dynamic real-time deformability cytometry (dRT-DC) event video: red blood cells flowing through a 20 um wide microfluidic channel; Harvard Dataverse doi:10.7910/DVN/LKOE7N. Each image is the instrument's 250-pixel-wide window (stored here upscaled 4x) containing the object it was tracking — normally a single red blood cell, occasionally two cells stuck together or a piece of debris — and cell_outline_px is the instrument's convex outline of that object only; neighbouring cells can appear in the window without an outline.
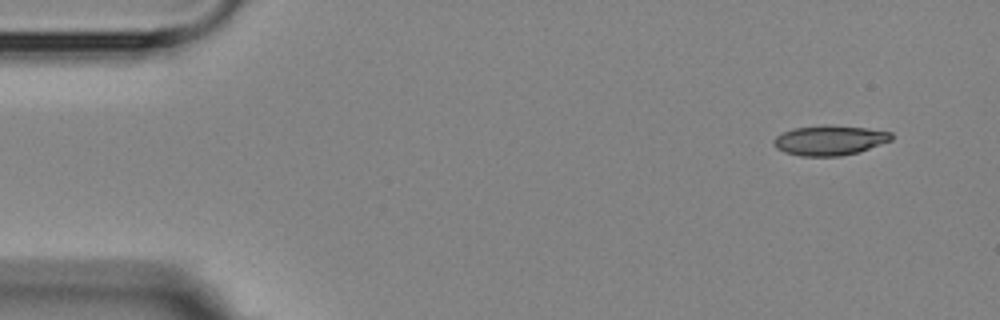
{"species": "Egyptian fruit bat (a non-hibernating species)", "species_latin": "Rousettus aegyptiacus", "temperature_condition": "room temperature", "stored_images_in_passage": 5, "camera_frame_rate_fps": 3000, "um_per_image_px": 0.085, "animal": {"sex": "female"}, "frame": {"image": 1, "passage_image": 1, "time_ms": 0.0, "image_size_px": [1000, 320], "cell_outline_px": [[892, 140], [860, 152], [840, 156], [800, 156], [784, 152], [776, 148], [772, 144], [772, 140], [776, 136], [784, 132], [796, 128], [868, 128], [892, 132]], "centroid_in_image_um": [70.52, 11.99], "position_along_channel_um": 14.5, "area_um2": 19.65}}
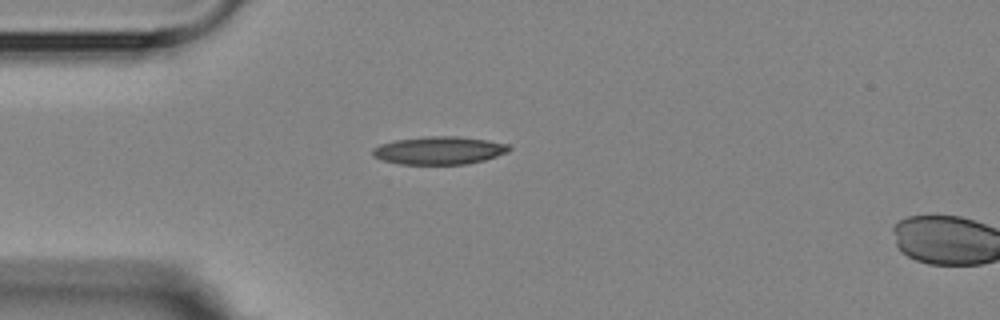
{"frame": {"image": 2, "passage_image": 4, "time_ms": 3.333, "image_size_px": [1000, 320], "cell_outline_px": [[512, 148], [508, 152], [484, 160], [468, 164], [400, 164], [384, 160], [372, 156], [372, 148], [380, 144], [396, 140], [428, 136], [456, 136], [488, 140], [508, 144]], "centroid_in_image_um": [37.34, 12.78], "position_along_channel_um": 47.7, "area_um2": 22.2}}